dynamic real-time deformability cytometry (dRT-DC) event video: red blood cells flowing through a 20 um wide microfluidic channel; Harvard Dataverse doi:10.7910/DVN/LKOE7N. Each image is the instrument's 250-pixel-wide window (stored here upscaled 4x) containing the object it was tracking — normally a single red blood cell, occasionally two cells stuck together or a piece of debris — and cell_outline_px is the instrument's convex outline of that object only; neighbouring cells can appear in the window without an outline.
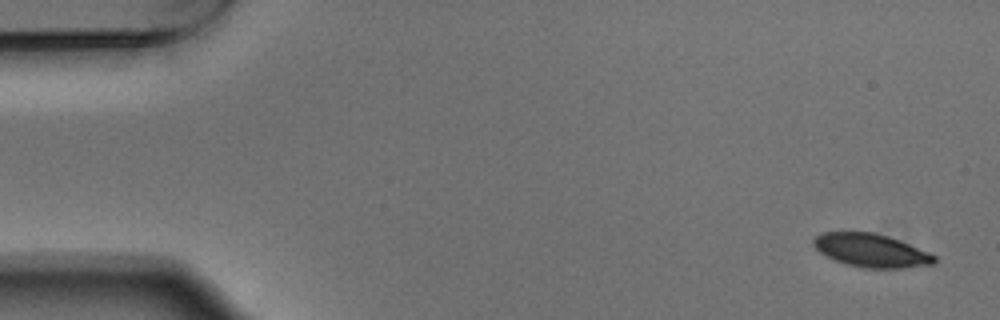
{"species": "Egyptian fruit bat (a non-hibernating species)", "species_latin": "Rousettus aegyptiacus", "temperature_condition": "warm", "stored_images_in_passage": 4, "camera_frame_rate_fps": 3000, "um_per_image_px": 0.085, "animal": {"sex": "male"}, "frame": {"image": 1, "passage_image": 1, "time_ms": 0.0, "image_size_px": [1000, 320], "cell_outline_px": [[936, 264], [904, 268], [864, 268], [844, 264], [820, 252], [812, 244], [812, 240], [820, 232], [876, 232], [900, 240], [928, 252], [936, 256]], "centroid_in_image_um": [74.06, 21.29], "position_along_channel_um": 10.9, "area_um2": 23.58}}
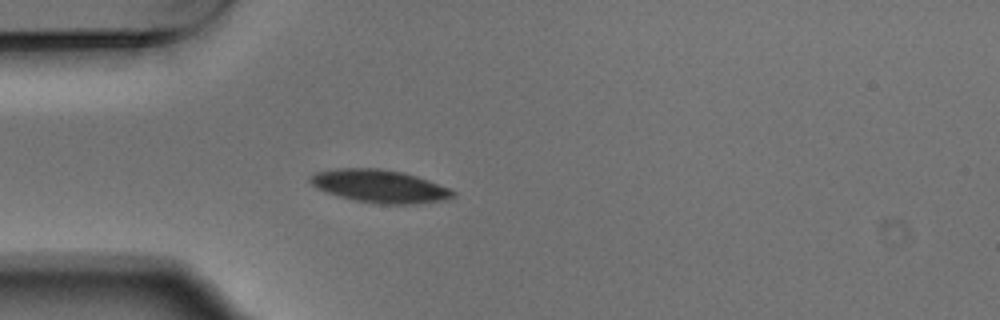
{"frame": {"image": 2, "passage_image": 4, "time_ms": 1.0, "image_size_px": [1000, 320], "cell_outline_px": [[456, 196], [448, 200], [416, 204], [380, 204], [356, 200], [324, 192], [316, 188], [308, 180], [308, 176], [316, 172], [336, 168], [376, 168], [400, 172], [416, 176], [428, 180], [448, 188], [456, 192]], "centroid_in_image_um": [32.27, 15.83], "position_along_channel_um": 52.7, "area_um2": 27.4}}